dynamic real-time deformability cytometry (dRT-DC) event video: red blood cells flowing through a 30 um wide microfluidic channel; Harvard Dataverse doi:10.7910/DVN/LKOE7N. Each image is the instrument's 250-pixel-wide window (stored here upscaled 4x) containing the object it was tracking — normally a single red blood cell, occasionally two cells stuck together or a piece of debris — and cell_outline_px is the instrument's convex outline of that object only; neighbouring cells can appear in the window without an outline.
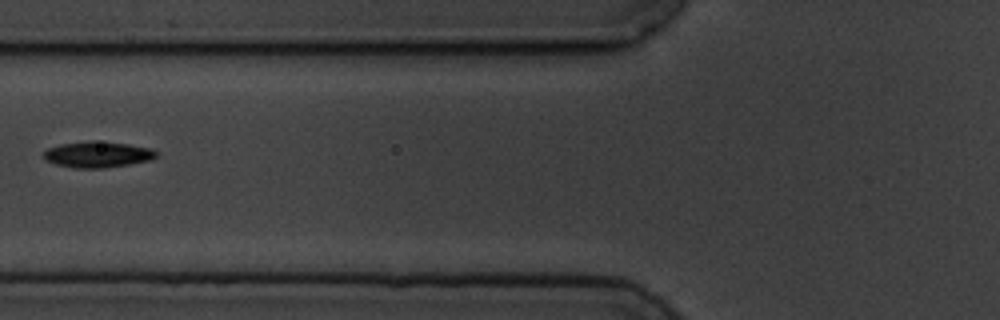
{"species": "common noctule bat (a hibernating species)", "species_latin": "Nyctalus noctula", "temperature_condition": "cold", "stored_images_in_passage": 8, "camera_frame_rate_fps": 3000, "um_per_image_px": 0.085, "animal": {"sex": "male", "body_mass_g": 19.5, "forearm_length_mm": 54.6}, "frame": {"image": 1, "passage_image": 3, "time_ms": 2.333, "image_size_px": [1000, 320], "cell_outline_px": [[156, 156], [148, 160], [128, 164], [104, 168], [76, 168], [56, 164], [48, 160], [44, 156], [44, 152], [48, 148], [60, 144], [92, 140], [128, 144], [152, 148], [156, 152]], "centroid_in_image_um": [8.29, 13.12], "position_along_channel_um": 117.5, "area_um2": 16.82}}
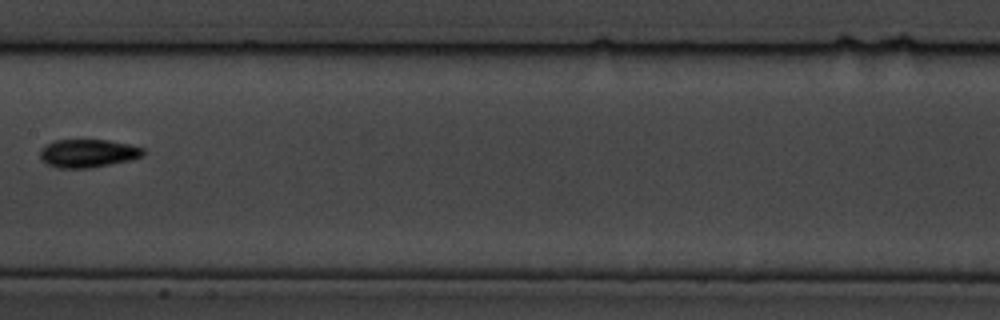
{"frame": {"image": 2, "passage_image": 5, "time_ms": 4.667, "image_size_px": [1000, 320], "cell_outline_px": [[144, 156], [132, 160], [88, 168], [56, 168], [40, 160], [40, 148], [56, 140], [108, 140], [128, 144], [144, 148]], "centroid_in_image_um": [7.48, 13.04], "position_along_channel_um": 199.9, "area_um2": 16.99}}
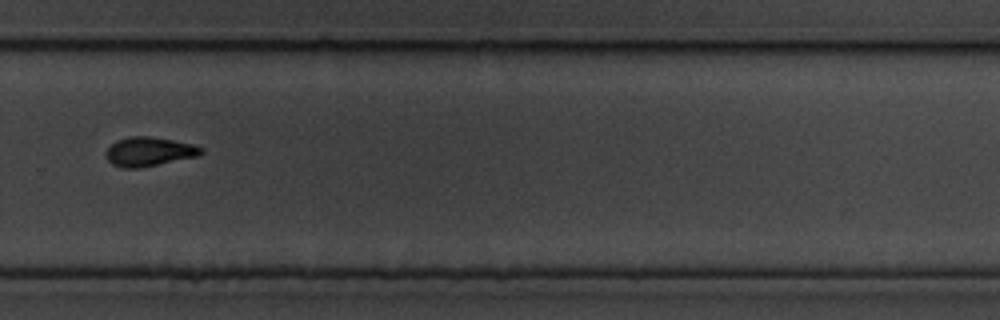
{"frame": {"image": 3, "passage_image": 8, "time_ms": 8.0, "image_size_px": [1000, 320], "cell_outline_px": [[204, 152], [200, 156], [140, 168], [124, 168], [112, 164], [108, 160], [104, 152], [116, 140], [132, 136], [148, 136], [172, 140], [192, 144], [204, 148]], "centroid_in_image_um": [12.69, 12.89], "position_along_channel_um": 317.1, "area_um2": 16.24}}